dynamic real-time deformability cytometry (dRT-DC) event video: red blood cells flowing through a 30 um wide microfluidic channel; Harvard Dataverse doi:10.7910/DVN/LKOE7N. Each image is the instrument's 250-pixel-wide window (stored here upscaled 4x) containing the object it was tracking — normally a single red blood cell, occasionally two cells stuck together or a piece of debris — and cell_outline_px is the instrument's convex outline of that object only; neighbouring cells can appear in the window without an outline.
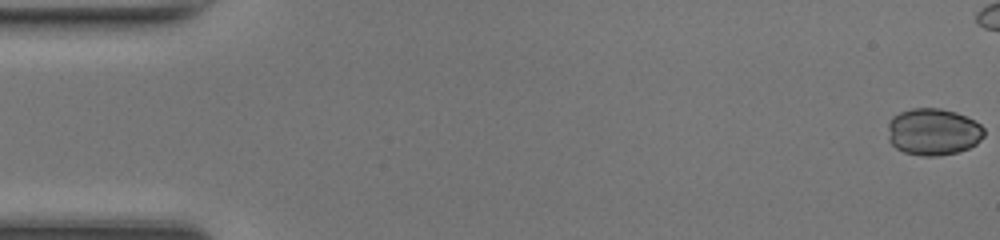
{"species": "common noctule bat (a hibernating species)", "species_latin": "Nyctalus noctula", "temperature_condition": "room temperature", "stored_images_in_passage": 33, "camera_frame_rate_fps": 3000, "um_per_image_px": 0.085, "animal": {"sex": "female", "body_mass_g": 17.0, "forearm_length_mm": 48.0}, "frame": {"image": 1, "passage_image": 1, "time_ms": 0.0, "image_size_px": [1000, 240], "cell_outline_px": [[984, 136], [976, 144], [968, 148], [956, 152], [940, 156], [924, 156], [904, 152], [896, 148], [888, 140], [888, 120], [892, 116], [900, 112], [912, 108], [940, 108], [956, 112], [980, 124], [984, 128]], "centroid_in_image_um": [79.29, 11.2], "position_along_channel_um": 5.7, "area_um2": 26.41}}
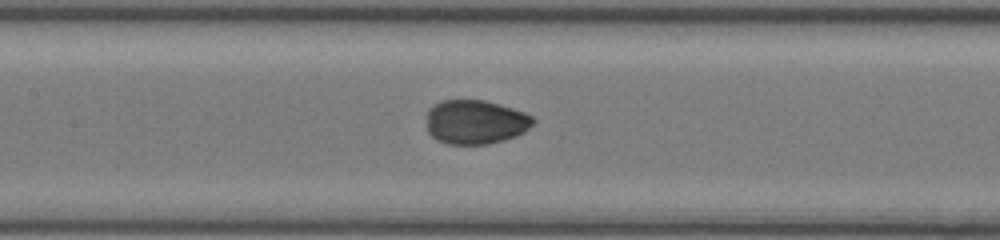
{"frame": {"image": 2, "passage_image": 23, "time_ms": 7.333, "image_size_px": [1000, 240], "cell_outline_px": [[536, 120], [524, 132], [516, 136], [504, 140], [488, 144], [448, 144], [436, 140], [428, 132], [428, 108], [432, 104], [440, 100], [484, 100], [512, 108], [524, 112], [532, 116]], "centroid_in_image_um": [40.4, 10.37], "position_along_channel_um": 167.0, "area_um2": 27.51}}
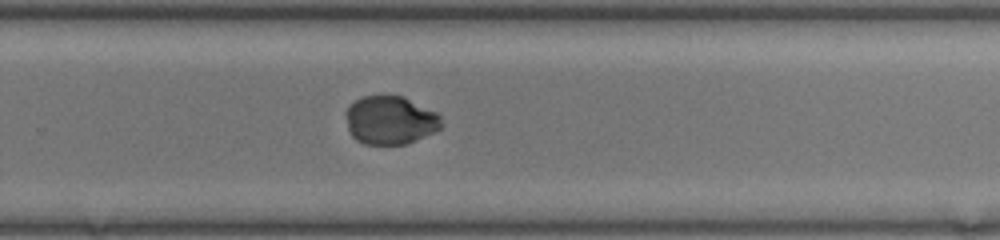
{"frame": {"image": 3, "passage_image": 32, "time_ms": 10.333, "image_size_px": [1000, 240], "cell_outline_px": [[440, 128], [408, 144], [364, 144], [356, 140], [348, 132], [344, 116], [344, 112], [348, 104], [360, 96], [384, 92], [404, 96], [436, 112], [440, 116]], "centroid_in_image_um": [33.07, 10.16], "position_along_channel_um": 296.7, "area_um2": 27.86}}